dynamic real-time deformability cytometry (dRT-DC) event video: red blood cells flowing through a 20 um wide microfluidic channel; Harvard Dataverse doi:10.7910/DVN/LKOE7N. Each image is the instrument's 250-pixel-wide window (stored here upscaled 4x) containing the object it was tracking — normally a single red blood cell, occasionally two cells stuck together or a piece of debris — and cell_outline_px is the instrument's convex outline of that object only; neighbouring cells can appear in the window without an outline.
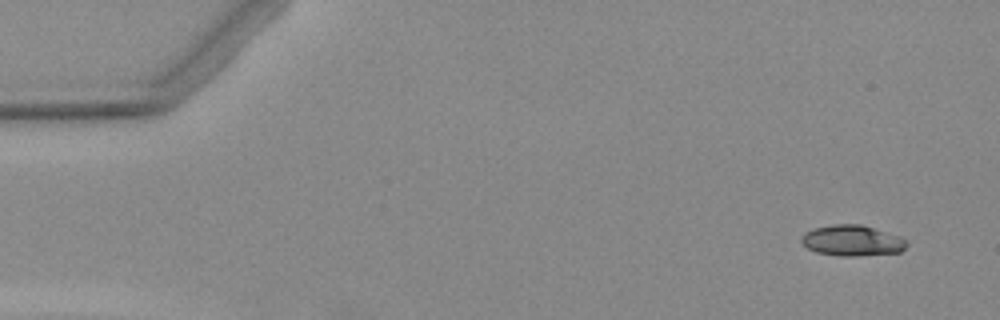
{"species": "Egyptian fruit bat (a non-hibernating species)", "species_latin": "Rousettus aegyptiacus", "temperature_condition": "warm", "stored_images_in_passage": 4, "camera_frame_rate_fps": 3000, "um_per_image_px": 0.085, "animal": {"sex": "female"}, "frame": {"image": 1, "passage_image": 1, "time_ms": 0.0, "image_size_px": [1000, 320], "cell_outline_px": [[908, 244], [900, 252], [856, 256], [840, 256], [816, 252], [808, 248], [800, 240], [800, 236], [804, 232], [812, 228], [832, 224], [860, 224], [900, 236], [908, 240]], "centroid_in_image_um": [72.42, 20.44], "position_along_channel_um": 12.6, "area_um2": 19.02}}
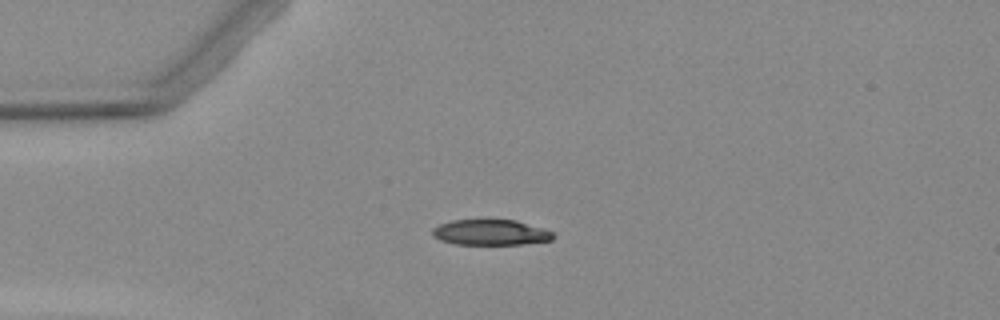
{"frame": {"image": 2, "passage_image": 4, "time_ms": 3.333, "image_size_px": [1000, 320], "cell_outline_px": [[556, 236], [552, 240], [524, 244], [452, 244], [440, 240], [432, 236], [432, 228], [440, 224], [452, 220], [516, 220], [544, 228], [552, 232]], "centroid_in_image_um": [41.7, 19.76], "position_along_channel_um": 43.3, "area_um2": 18.09}}